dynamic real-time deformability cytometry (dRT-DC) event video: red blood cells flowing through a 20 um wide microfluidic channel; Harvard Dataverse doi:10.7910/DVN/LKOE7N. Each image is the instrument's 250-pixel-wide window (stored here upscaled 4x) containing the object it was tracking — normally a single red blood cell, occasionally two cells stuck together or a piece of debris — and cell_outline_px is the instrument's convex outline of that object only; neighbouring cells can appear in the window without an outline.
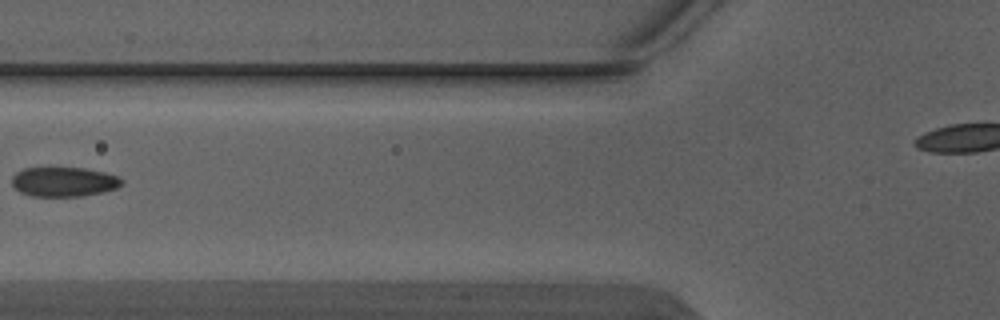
{"species": "Egyptian fruit bat (a non-hibernating species)", "species_latin": "Rousettus aegyptiacus", "temperature_condition": "warm", "stored_images_in_passage": 3, "camera_frame_rate_fps": 3000, "um_per_image_px": 0.085, "animal": {"sex": "male"}, "frame": {"image": 1, "passage_image": 3, "time_ms": 0.667, "image_size_px": [1000, 320], "cell_outline_px": [[124, 184], [116, 188], [104, 192], [80, 196], [32, 196], [20, 192], [12, 184], [12, 176], [16, 172], [24, 168], [84, 168], [104, 172], [120, 176], [124, 180]], "centroid_in_image_um": [5.47, 15.45], "position_along_channel_um": 120.3, "area_um2": 19.02}}